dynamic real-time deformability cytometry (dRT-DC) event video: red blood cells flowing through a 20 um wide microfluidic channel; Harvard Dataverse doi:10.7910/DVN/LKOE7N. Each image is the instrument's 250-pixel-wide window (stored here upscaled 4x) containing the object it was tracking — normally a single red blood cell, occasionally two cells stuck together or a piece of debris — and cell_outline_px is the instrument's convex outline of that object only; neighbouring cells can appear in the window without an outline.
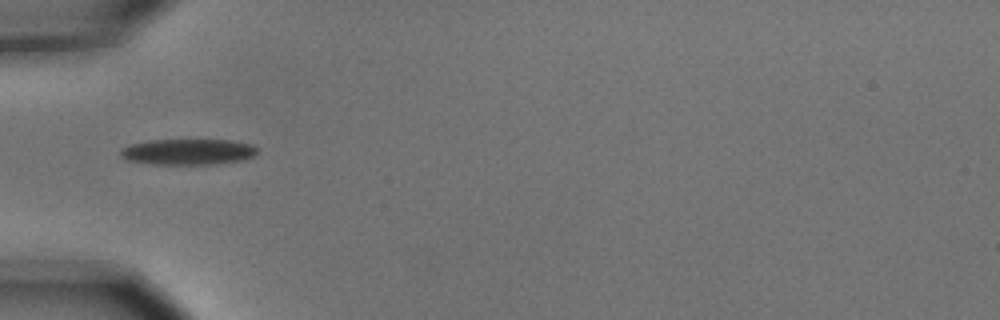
{"species": "common noctule bat (a hibernating species)", "species_latin": "Nyctalus noctula", "temperature_condition": "cold", "stored_images_in_passage": 3, "camera_frame_rate_fps": 3000, "um_per_image_px": 0.085, "animal": {"sex": "male", "body_mass_g": 15.6}, "frame": {"image": 1, "passage_image": 1, "time_ms": 0.0, "image_size_px": [1000, 320], "cell_outline_px": [[256, 156], [244, 160], [216, 164], [148, 164], [124, 160], [120, 156], [120, 148], [128, 144], [148, 140], [228, 140], [252, 144], [256, 148]], "centroid_in_image_um": [15.92, 12.91], "position_along_channel_um": 69.1, "area_um2": 20.98}}
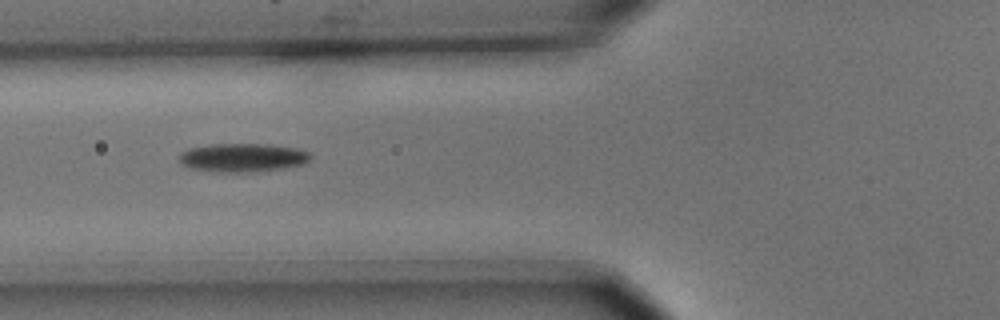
{"frame": {"image": 2, "passage_image": 2, "time_ms": 0.333, "image_size_px": [1000, 320], "cell_outline_px": [[312, 156], [304, 164], [284, 168], [252, 172], [212, 172], [192, 168], [180, 164], [180, 152], [188, 148], [208, 144], [272, 144], [296, 148], [308, 152]], "centroid_in_image_um": [20.6, 13.39], "position_along_channel_um": 105.2, "area_um2": 22.08}}
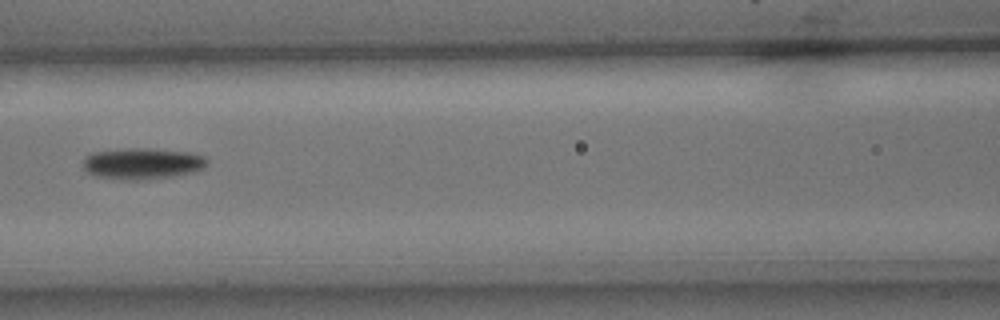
{"frame": {"image": 3, "passage_image": 3, "time_ms": 0.667, "image_size_px": [1000, 320], "cell_outline_px": [[208, 164], [204, 168], [196, 172], [172, 176], [136, 180], [124, 180], [96, 176], [88, 172], [84, 168], [84, 156], [92, 152], [132, 148], [144, 148], [188, 152], [208, 156]], "centroid_in_image_um": [12.14, 13.9], "position_along_channel_um": 154.5, "area_um2": 22.66}}